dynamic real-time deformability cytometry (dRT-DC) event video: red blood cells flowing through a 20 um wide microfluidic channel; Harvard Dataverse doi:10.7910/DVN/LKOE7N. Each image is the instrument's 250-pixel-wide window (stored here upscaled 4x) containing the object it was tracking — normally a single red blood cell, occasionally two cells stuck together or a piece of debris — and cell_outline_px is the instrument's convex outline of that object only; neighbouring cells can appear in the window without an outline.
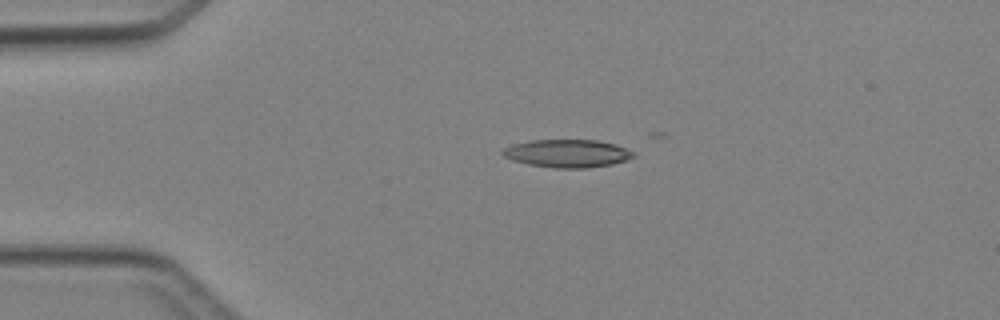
{"species": "Egyptian fruit bat (a non-hibernating species)", "species_latin": "Rousettus aegyptiacus", "temperature_condition": "cold", "stored_images_in_passage": 2, "camera_frame_rate_fps": 3000, "um_per_image_px": 0.085, "animal": {"sex": "female"}, "frame": {"image": 1, "passage_image": 1, "time_ms": 0.0, "image_size_px": [1000, 320], "cell_outline_px": [[636, 156], [612, 164], [588, 168], [556, 168], [528, 164], [512, 160], [504, 156], [500, 152], [504, 148], [512, 144], [528, 140], [596, 140], [616, 144], [636, 152]], "centroid_in_image_um": [48.22, 13.03], "position_along_channel_um": 36.8, "area_um2": 21.39}}